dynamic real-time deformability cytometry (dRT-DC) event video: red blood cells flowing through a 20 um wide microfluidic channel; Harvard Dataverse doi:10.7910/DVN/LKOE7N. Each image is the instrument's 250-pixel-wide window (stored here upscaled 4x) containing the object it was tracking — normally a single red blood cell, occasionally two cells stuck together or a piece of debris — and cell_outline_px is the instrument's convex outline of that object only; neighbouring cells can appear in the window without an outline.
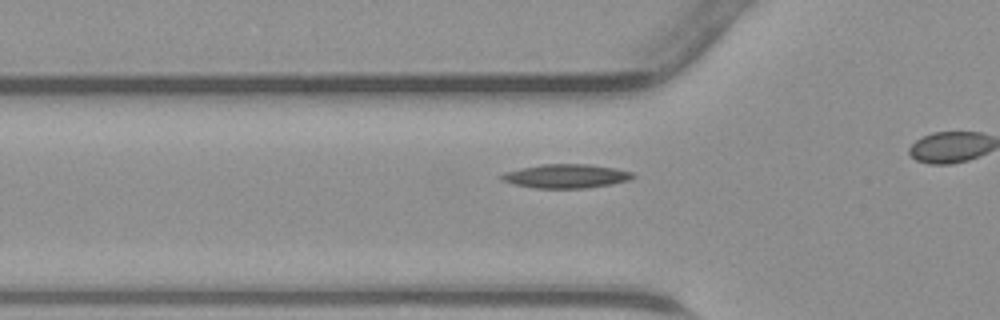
{"species": "common noctule bat (a hibernating species)", "species_latin": "Nyctalus noctula", "temperature_condition": "warm", "stored_images_in_passage": 26, "camera_frame_rate_fps": 3000, "um_per_image_px": 0.085, "animal": {"sex": "male", "body_mass_g": 23.1, "forearm_length_mm": 52.7}, "frame": {"image": 1, "passage_image": 5, "time_ms": 1.333, "image_size_px": [1000, 320], "cell_outline_px": [[636, 176], [628, 180], [612, 184], [584, 188], [536, 188], [516, 184], [500, 180], [500, 176], [504, 172], [520, 168], [540, 164], [588, 164], [616, 168], [632, 172]], "centroid_in_image_um": [48.11, 14.96], "position_along_channel_um": 77.7, "area_um2": 18.26}}
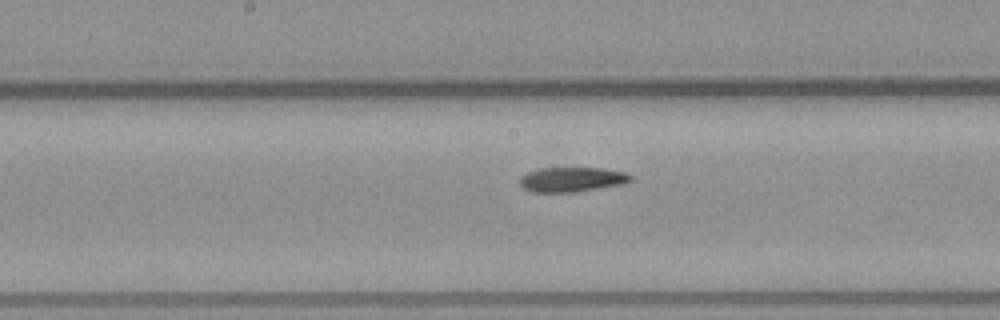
{"frame": {"image": 2, "passage_image": 13, "time_ms": 4.0, "image_size_px": [1000, 320], "cell_outline_px": [[632, 180], [620, 184], [576, 192], [532, 192], [524, 188], [520, 184], [520, 176], [528, 172], [540, 168], [604, 168], [624, 172], [632, 176]], "centroid_in_image_um": [48.58, 15.25], "position_along_channel_um": 199.6, "area_um2": 15.84}}
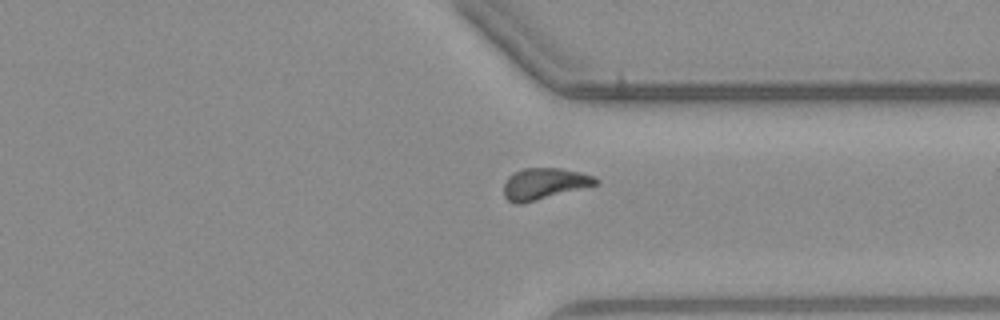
{"frame": {"image": 3, "passage_image": 24, "time_ms": 7.667, "image_size_px": [1000, 320], "cell_outline_px": [[600, 184], [520, 204], [512, 204], [504, 196], [504, 184], [508, 176], [512, 172], [524, 168], [560, 168], [580, 172], [592, 176], [600, 180]], "centroid_in_image_um": [46.25, 15.61], "position_along_channel_um": 365.1, "area_um2": 16.88}}